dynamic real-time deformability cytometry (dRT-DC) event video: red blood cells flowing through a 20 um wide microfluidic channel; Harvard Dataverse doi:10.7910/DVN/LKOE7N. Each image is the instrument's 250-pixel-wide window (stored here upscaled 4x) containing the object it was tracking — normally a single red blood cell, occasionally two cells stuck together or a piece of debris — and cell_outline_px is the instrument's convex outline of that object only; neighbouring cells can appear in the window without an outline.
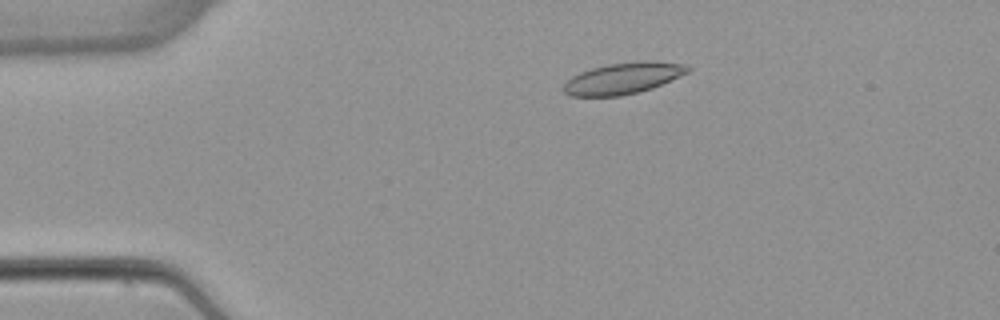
{"species": "common noctule bat (a hibernating species)", "species_latin": "Nyctalus noctula", "temperature_condition": "warm", "stored_images_in_passage": 3, "camera_frame_rate_fps": 3000, "um_per_image_px": 0.085, "animal": {"sex": "female", "body_mass_g": 22.7, "forearm_length_mm": 54.2}, "frame": {"image": 1, "passage_image": 2, "time_ms": 1.0, "image_size_px": [1000, 320], "cell_outline_px": [[692, 68], [688, 72], [680, 76], [652, 88], [620, 96], [572, 96], [564, 92], [564, 84], [572, 76], [580, 72], [592, 68], [608, 64], [640, 60], [652, 60], [688, 64]], "centroid_in_image_um": [53.01, 6.63], "position_along_channel_um": 32.0, "area_um2": 22.72}}